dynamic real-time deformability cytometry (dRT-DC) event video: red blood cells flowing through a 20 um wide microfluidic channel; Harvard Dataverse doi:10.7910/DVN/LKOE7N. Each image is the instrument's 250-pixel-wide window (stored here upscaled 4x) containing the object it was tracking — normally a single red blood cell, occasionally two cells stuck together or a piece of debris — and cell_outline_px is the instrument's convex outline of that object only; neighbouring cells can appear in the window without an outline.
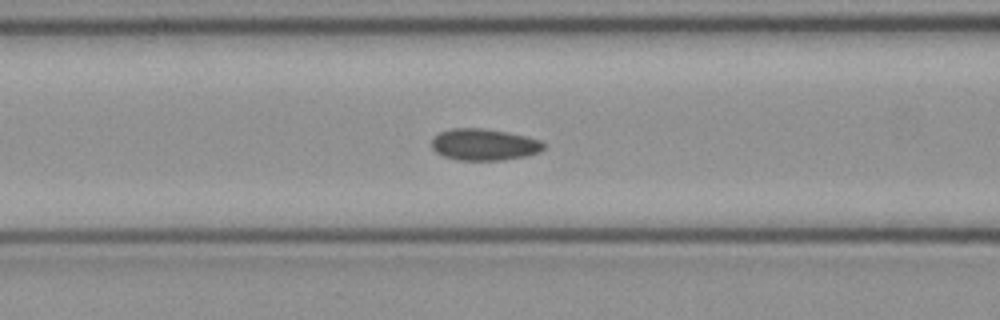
{"species": "common noctule bat (a hibernating species)", "species_latin": "Nyctalus noctula", "temperature_condition": "cold", "stored_images_in_passage": 46, "camera_frame_rate_fps": 3000, "um_per_image_px": 0.085, "animal": {"sex": "female", "body_mass_g": 21.9}, "frame": {"image": 1, "passage_image": 15, "time_ms": 4.667, "image_size_px": [1000, 320], "cell_outline_px": [[544, 148], [540, 152], [524, 156], [500, 160], [456, 160], [444, 156], [436, 152], [432, 148], [432, 140], [440, 132], [452, 128], [484, 128], [508, 132], [540, 140], [544, 144]], "centroid_in_image_um": [41.14, 12.29], "position_along_channel_um": 125.5, "area_um2": 20.52}}
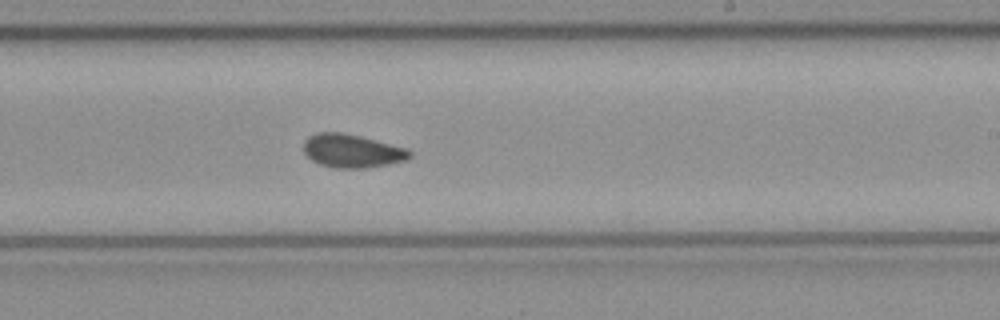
{"frame": {"image": 2, "passage_image": 25, "time_ms": 8.0, "image_size_px": [1000, 320], "cell_outline_px": [[412, 156], [408, 160], [388, 164], [364, 168], [336, 168], [320, 164], [312, 160], [304, 152], [304, 140], [308, 136], [316, 132], [340, 132], [360, 136], [408, 148], [412, 152]], "centroid_in_image_um": [29.94, 12.82], "position_along_channel_um": 259.1, "area_um2": 20.75}}
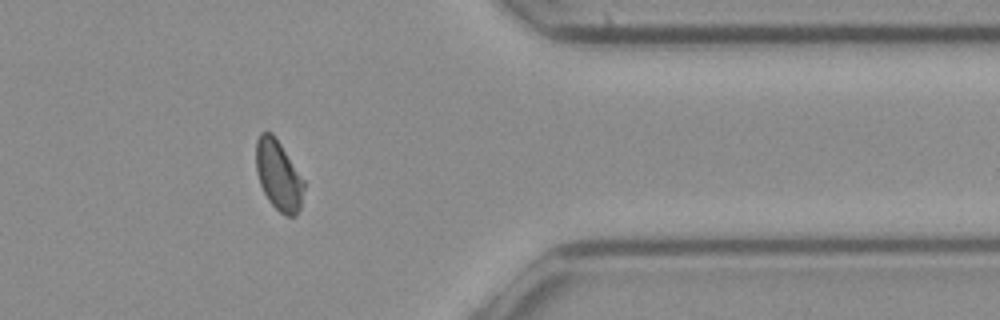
{"frame": {"image": 3, "passage_image": 36, "time_ms": 11.667, "image_size_px": [1000, 320], "cell_outline_px": [[304, 188], [300, 208], [296, 216], [288, 216], [280, 212], [268, 200], [260, 184], [256, 172], [256, 140], [260, 132], [272, 132], [304, 180]], "centroid_in_image_um": [23.66, 14.9], "position_along_channel_um": 387.7, "area_um2": 19.36}, "authors_computed_cell_mechanics": {"area_um2": 20.3745, "velocity_mm_per_s": 4.0023, "shape_relaxation_time_tau1_ms": null, "shape_relaxation_time_tau2_ms": 1.857, "deformation_change_tau1": null, "deformation_change_tau2": 0.0526}}